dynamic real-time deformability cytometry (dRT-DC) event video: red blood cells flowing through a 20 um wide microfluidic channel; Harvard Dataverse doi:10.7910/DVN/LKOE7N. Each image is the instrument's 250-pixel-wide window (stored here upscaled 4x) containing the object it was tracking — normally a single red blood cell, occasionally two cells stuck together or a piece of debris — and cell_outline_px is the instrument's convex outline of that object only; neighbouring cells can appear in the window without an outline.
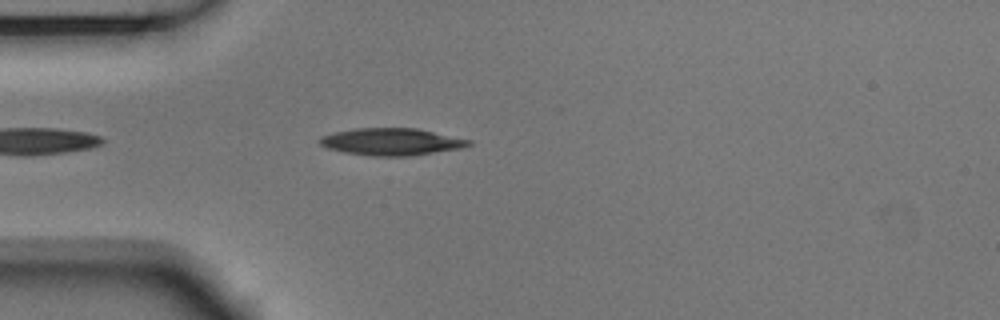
{"species": "Egyptian fruit bat (a non-hibernating species)", "species_latin": "Rousettus aegyptiacus", "temperature_condition": "room temperature", "stored_images_in_passage": 2, "camera_frame_rate_fps": 3000, "um_per_image_px": 0.085, "animal": {"sex": "male"}, "frame": {"image": 1, "passage_image": 2, "time_ms": 0.333, "image_size_px": [1000, 320], "cell_outline_px": [[472, 144], [460, 148], [408, 156], [372, 156], [344, 152], [328, 148], [320, 144], [316, 140], [320, 136], [336, 132], [356, 128], [416, 128], [472, 140]], "centroid_in_image_um": [33.24, 12.04], "position_along_channel_um": 51.8, "area_um2": 23.41}}